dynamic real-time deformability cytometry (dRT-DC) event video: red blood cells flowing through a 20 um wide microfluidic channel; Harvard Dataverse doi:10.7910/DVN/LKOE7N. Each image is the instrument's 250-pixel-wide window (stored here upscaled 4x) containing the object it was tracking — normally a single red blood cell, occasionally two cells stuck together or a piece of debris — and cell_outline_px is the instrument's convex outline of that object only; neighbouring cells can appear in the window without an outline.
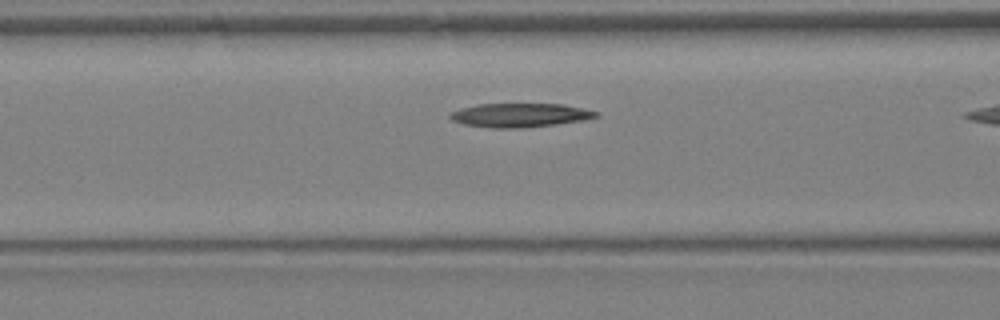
{"species": "Egyptian fruit bat (a non-hibernating species)", "species_latin": "Rousettus aegyptiacus", "temperature_condition": "warm", "stored_images_in_passage": 6, "camera_frame_rate_fps": 3000, "um_per_image_px": 0.085, "animal": {"sex": "female"}, "frame": {"image": 1, "passage_image": 5, "time_ms": 1.333, "image_size_px": [1000, 320], "cell_outline_px": [[600, 116], [580, 120], [556, 124], [524, 128], [492, 128], [464, 124], [452, 120], [448, 116], [448, 112], [460, 108], [476, 104], [560, 104], [600, 112]], "centroid_in_image_um": [44.13, 9.79], "position_along_channel_um": 122.5, "area_um2": 20.29}}